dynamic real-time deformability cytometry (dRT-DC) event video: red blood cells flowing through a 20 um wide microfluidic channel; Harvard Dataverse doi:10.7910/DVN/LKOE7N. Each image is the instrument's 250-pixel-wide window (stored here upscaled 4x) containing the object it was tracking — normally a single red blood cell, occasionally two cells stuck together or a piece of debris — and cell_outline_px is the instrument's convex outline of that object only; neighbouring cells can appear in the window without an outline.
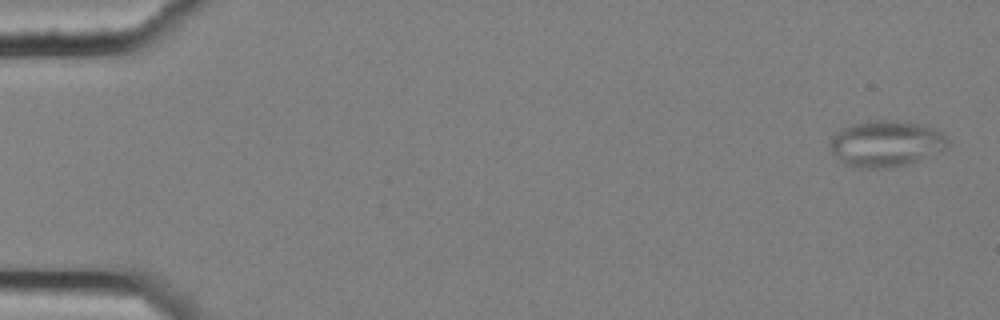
{"species": "common noctule bat (a hibernating species)", "species_latin": "Nyctalus noctula", "temperature_condition": "cold", "stored_images_in_passage": 7, "camera_frame_rate_fps": 3000, "um_per_image_px": 0.085, "animal": {"sex": "female", "body_mass_g": 25.1}, "frame": {"image": 1, "passage_image": 1, "time_ms": 0.0, "image_size_px": [1000, 320], "cell_outline_px": [[948, 148], [944, 152], [908, 164], [888, 168], [868, 168], [844, 164], [828, 148], [828, 144], [832, 136], [836, 132], [852, 124], [880, 120], [892, 120], [920, 124], [944, 132], [948, 140]], "centroid_in_image_um": [75.36, 12.22], "position_along_channel_um": 9.6, "area_um2": 31.91}}
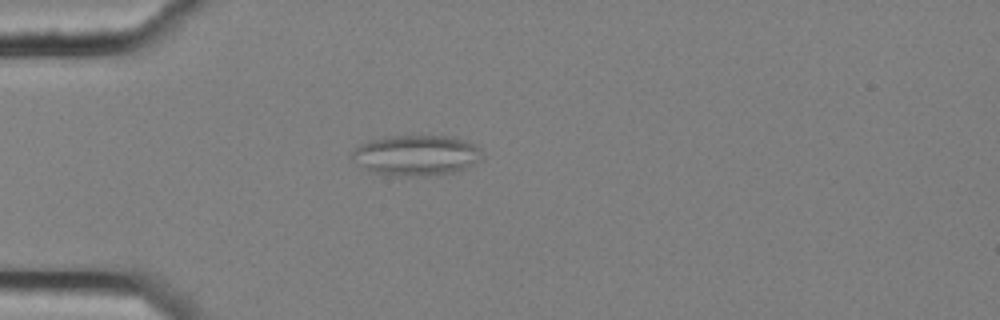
{"frame": {"image": 2, "passage_image": 5, "time_ms": 1.333, "image_size_px": [1000, 320], "cell_outline_px": [[480, 160], [468, 168], [456, 172], [424, 176], [420, 176], [368, 172], [348, 156], [348, 152], [360, 144], [368, 140], [384, 136], [452, 136], [468, 140], [476, 144], [480, 148]], "centroid_in_image_um": [35.35, 13.18], "position_along_channel_um": 49.6, "area_um2": 31.15}}